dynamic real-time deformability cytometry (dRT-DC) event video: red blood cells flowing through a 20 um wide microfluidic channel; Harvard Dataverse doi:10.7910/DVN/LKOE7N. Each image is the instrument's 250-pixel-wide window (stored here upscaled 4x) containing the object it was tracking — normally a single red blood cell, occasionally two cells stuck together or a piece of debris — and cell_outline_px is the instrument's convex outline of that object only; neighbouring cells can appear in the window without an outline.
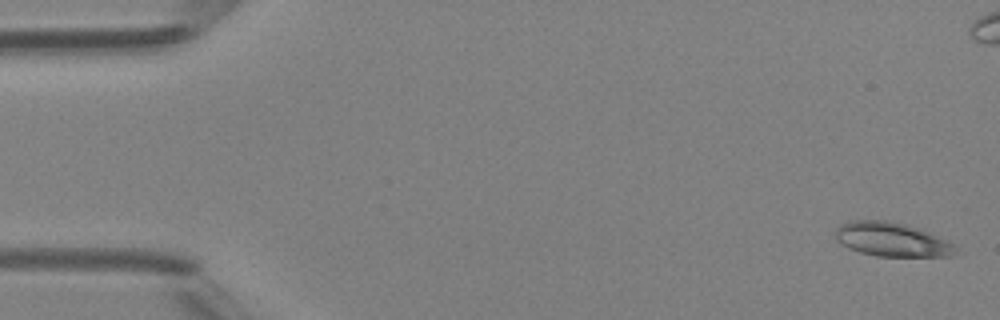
{"species": "Egyptian fruit bat (a non-hibernating species)", "species_latin": "Rousettus aegyptiacus", "temperature_condition": "room temperature", "stored_images_in_passage": 5, "camera_frame_rate_fps": 3000, "um_per_image_px": 0.085, "animal": {"sex": "female"}, "frame": {"image": 1, "passage_image": 1, "time_ms": 0.0, "image_size_px": [1000, 320], "cell_outline_px": [[956, 248], [952, 256], [876, 256], [860, 252], [848, 248], [836, 240], [836, 228], [840, 224], [852, 220], [888, 220], [904, 224], [928, 232], [952, 244]], "centroid_in_image_um": [75.73, 20.35], "position_along_channel_um": 9.3, "area_um2": 23.47}}